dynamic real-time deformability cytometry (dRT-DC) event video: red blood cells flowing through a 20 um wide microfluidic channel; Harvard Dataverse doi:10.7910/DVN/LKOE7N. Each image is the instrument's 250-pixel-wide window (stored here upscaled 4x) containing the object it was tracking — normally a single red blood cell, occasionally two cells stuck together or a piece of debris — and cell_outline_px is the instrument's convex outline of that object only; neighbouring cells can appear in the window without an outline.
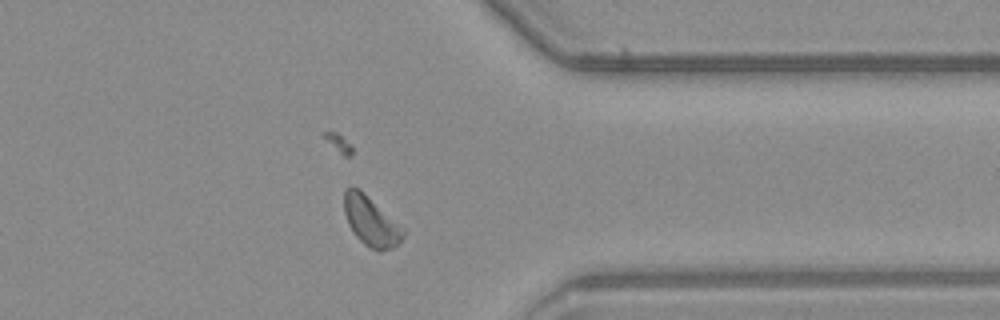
{"species": "common noctule bat (a hibernating species)", "species_latin": "Nyctalus noctula", "temperature_condition": "warm", "stored_images_in_passage": 39, "segment_of_instrument_passage": [2, 2], "camera_frame_rate_fps": 3000, "um_per_image_px": 0.085, "animal": {"sex": "male", "body_mass_g": 23.1, "forearm_length_mm": 52.7}, "frame": {"image": 1, "passage_image": 27, "time_ms": 8.667, "image_size_px": [1000, 320], "cell_outline_px": [[404, 236], [392, 248], [380, 252], [364, 244], [356, 236], [348, 224], [344, 212], [344, 192], [352, 184], [404, 228]], "centroid_in_image_um": [31.51, 18.83], "position_along_channel_um": 379.9, "area_um2": 16.53}}